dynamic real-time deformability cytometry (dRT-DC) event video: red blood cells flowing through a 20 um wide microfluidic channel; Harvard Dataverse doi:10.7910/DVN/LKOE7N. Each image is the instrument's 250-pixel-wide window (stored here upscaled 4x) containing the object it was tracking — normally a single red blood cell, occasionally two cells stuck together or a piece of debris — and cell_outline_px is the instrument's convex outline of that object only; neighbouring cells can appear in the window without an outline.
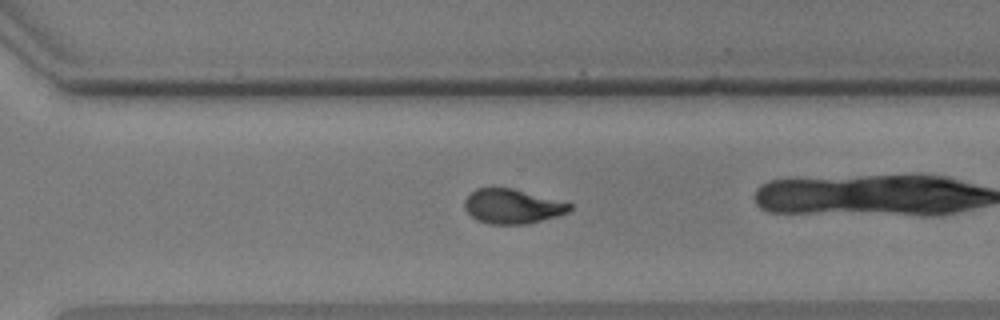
{"species": "common noctule bat (a hibernating species)", "species_latin": "Nyctalus noctula", "temperature_condition": "warm", "stored_images_in_passage": 37, "camera_frame_rate_fps": 3000, "um_per_image_px": 0.085, "animal": {"sex": "male", "body_mass_g": 17.9, "forearm_length_mm": 54.2}, "frame": {"image": 1, "passage_image": 32, "time_ms": 10.333, "image_size_px": [1000, 320], "cell_outline_px": [[572, 208], [568, 212], [556, 216], [524, 224], [488, 224], [476, 220], [464, 208], [464, 200], [476, 188], [512, 188], [572, 204]], "centroid_in_image_um": [43.51, 17.54], "position_along_channel_um": 327.1, "area_um2": 20.87}}